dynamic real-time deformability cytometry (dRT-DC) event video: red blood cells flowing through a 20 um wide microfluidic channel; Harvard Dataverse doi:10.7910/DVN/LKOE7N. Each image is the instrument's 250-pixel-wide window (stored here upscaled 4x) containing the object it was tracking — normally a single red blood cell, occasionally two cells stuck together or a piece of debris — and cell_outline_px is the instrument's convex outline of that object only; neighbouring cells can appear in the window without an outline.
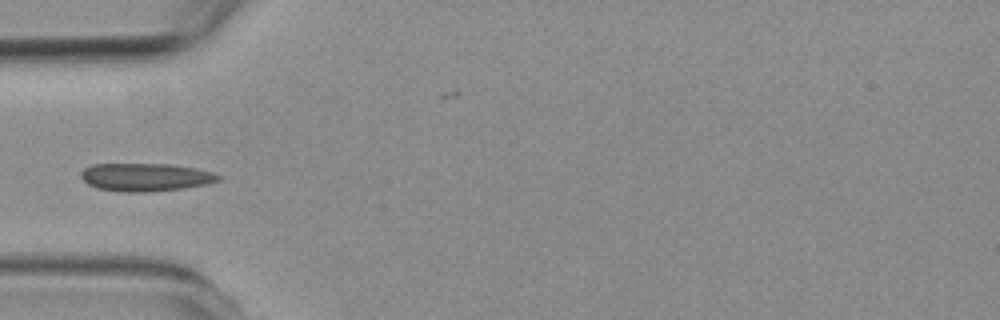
{"species": "common noctule bat (a hibernating species)", "species_latin": "Nyctalus noctula", "temperature_condition": "room temperature", "stored_images_in_passage": 4, "camera_frame_rate_fps": 3000, "um_per_image_px": 0.085, "animal": {"sex": "female", "body_mass_g": 19.3, "forearm_length_mm": 54.1}, "frame": {"image": 1, "passage_image": 4, "time_ms": 3.333, "image_size_px": [1000, 320], "cell_outline_px": [[220, 180], [208, 184], [184, 188], [144, 192], [120, 192], [96, 188], [88, 184], [80, 176], [80, 172], [84, 168], [92, 164], [172, 164], [196, 168], [212, 172], [220, 176]], "centroid_in_image_um": [12.35, 15.06], "position_along_channel_um": 72.6, "area_um2": 22.54}}